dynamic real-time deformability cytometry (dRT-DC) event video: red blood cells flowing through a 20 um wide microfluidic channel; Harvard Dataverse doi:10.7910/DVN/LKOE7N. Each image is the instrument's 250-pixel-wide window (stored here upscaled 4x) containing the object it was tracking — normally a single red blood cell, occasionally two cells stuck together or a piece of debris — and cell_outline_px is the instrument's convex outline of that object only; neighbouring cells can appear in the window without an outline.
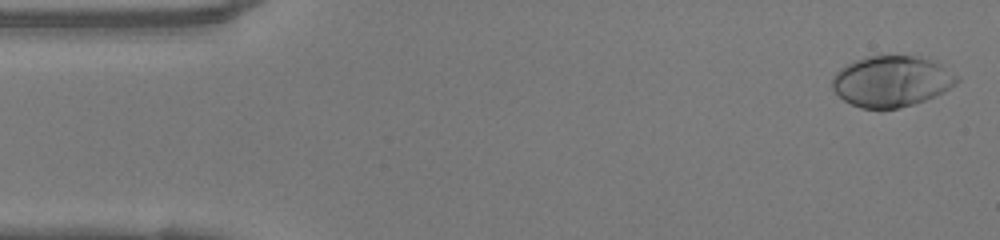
{"species": "human", "species_latin": "Homo sapiens", "temperature_condition": "warm", "stored_images_in_passage": 48, "camera_frame_rate_fps": 3000, "um_per_image_px": 0.085, "donor": {"sex": "female"}, "frame": {"image": 1, "passage_image": 1, "time_ms": 0.0, "image_size_px": [1000, 240], "cell_outline_px": [[960, 80], [956, 84], [944, 92], [936, 96], [900, 108], [880, 112], [860, 108], [844, 100], [832, 88], [832, 76], [840, 68], [856, 60], [868, 56], [920, 56], [932, 60], [940, 64], [960, 76]], "centroid_in_image_um": [75.8, 6.94], "position_along_channel_um": 9.2, "area_um2": 37.57}}
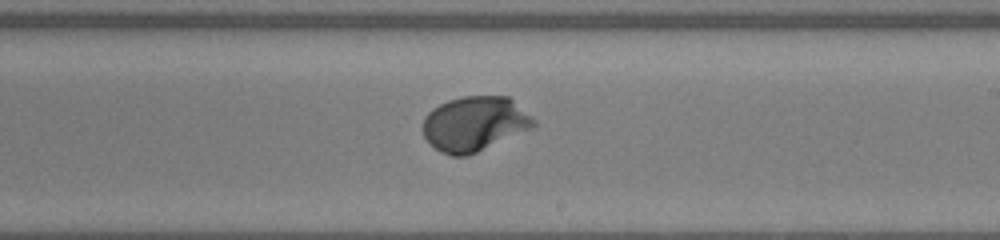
{"frame": {"image": 2, "passage_image": 27, "time_ms": 8.667, "image_size_px": [1000, 240], "cell_outline_px": [[536, 124], [532, 128], [468, 156], [452, 156], [440, 152], [424, 136], [424, 116], [432, 108], [448, 100], [464, 96], [508, 96], [532, 116], [536, 120]], "centroid_in_image_um": [40.35, 10.52], "position_along_channel_um": 248.7, "area_um2": 35.2}}
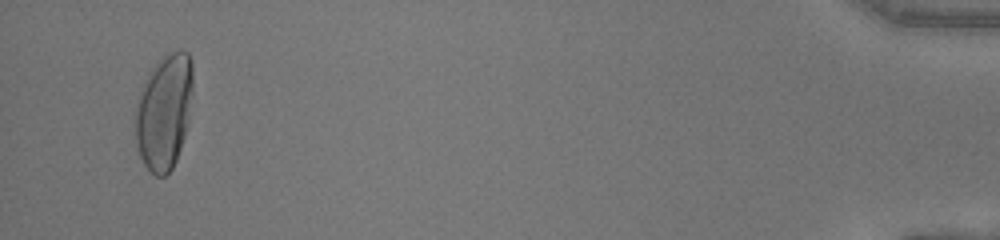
{"frame": {"image": 3, "passage_image": 46, "time_ms": 15.0, "image_size_px": [1000, 240], "cell_outline_px": [[192, 92], [188, 120], [184, 136], [176, 160], [172, 168], [164, 176], [156, 176], [144, 164], [140, 156], [136, 144], [136, 108], [144, 84], [148, 76], [156, 64], [168, 52], [188, 52], [192, 60]], "centroid_in_image_um": [13.97, 9.52], "position_along_channel_um": 421.2, "area_um2": 37.8}, "authors_computed_cell_mechanics": {"area_um2": 35.0268, "velocity_mm_per_s": 4.1361, "shape_relaxation_time_tau1_ms": 2.7199, "shape_relaxation_time_tau2_ms": null, "deformation_change_tau1": 0.2106, "deformation_change_tau2": null}}